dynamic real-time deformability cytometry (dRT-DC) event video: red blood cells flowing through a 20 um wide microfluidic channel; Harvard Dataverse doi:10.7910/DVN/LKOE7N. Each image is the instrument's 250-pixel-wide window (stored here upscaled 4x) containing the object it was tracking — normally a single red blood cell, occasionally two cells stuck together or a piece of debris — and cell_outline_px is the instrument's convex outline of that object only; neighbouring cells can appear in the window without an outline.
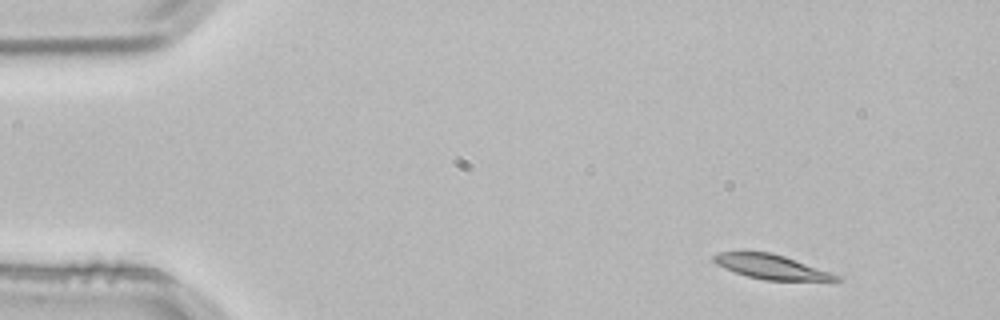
{"species": "common noctule bat (a hibernating species)", "species_latin": "Nyctalus noctula", "temperature_condition": "room temperature", "stored_images_in_passage": 3, "camera_frame_rate_fps": 3000, "um_per_image_px": 0.085, "animal": {"sex": "male", "body_mass_g": 21.5, "forearm_length_mm": 52.0}, "frame": {"image": 1, "passage_image": 1, "time_ms": 0.0, "image_size_px": [1000, 320], "cell_outline_px": [[840, 280], [764, 280], [748, 276], [724, 268], [716, 264], [712, 260], [712, 256], [720, 252], [772, 252], [784, 256], [840, 276]], "centroid_in_image_um": [65.49, 22.67], "position_along_channel_um": 19.5, "area_um2": 16.99}}
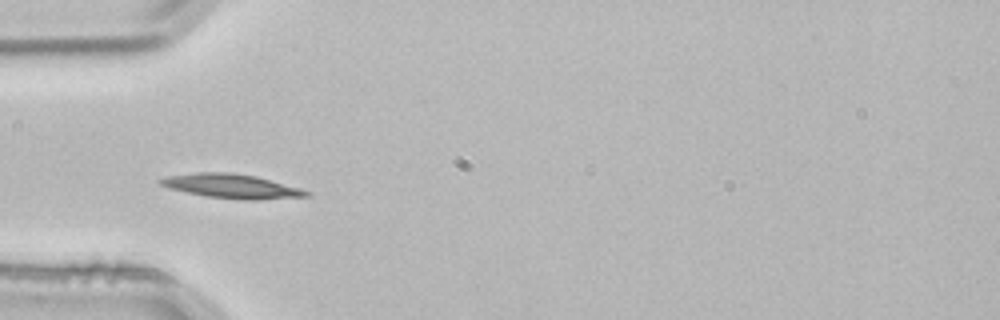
{"frame": {"image": 2, "passage_image": 3, "time_ms": 0.667, "image_size_px": [1000, 320], "cell_outline_px": [[312, 196], [256, 200], [244, 200], [204, 196], [168, 188], [160, 184], [156, 180], [168, 176], [196, 172], [232, 172], [256, 176], [300, 188], [312, 192]], "centroid_in_image_um": [19.7, 15.83], "position_along_channel_um": 65.3, "area_um2": 20.75}}